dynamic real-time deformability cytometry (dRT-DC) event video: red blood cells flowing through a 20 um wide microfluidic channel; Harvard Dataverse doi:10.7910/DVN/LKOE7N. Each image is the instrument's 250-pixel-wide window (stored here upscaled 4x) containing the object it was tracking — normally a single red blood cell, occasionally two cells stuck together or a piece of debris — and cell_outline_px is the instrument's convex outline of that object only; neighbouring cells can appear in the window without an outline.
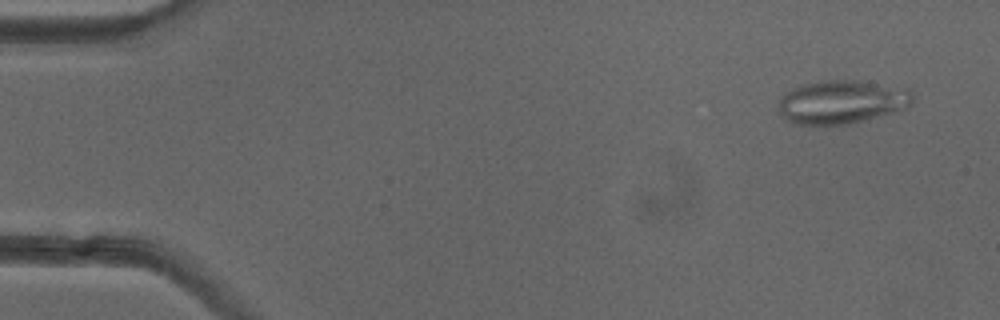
{"species": "common noctule bat (a hibernating species)", "species_latin": "Nyctalus noctula", "temperature_condition": "cold", "stored_images_in_passage": 51, "camera_frame_rate_fps": 3000, "um_per_image_px": 0.085, "animal": {"sex": "female"}, "frame": {"image": 1, "passage_image": 3, "time_ms": 0.667, "image_size_px": [1000, 320], "cell_outline_px": [[916, 96], [912, 104], [904, 108], [892, 112], [848, 124], [792, 124], [780, 112], [780, 96], [784, 92], [800, 84], [824, 80], [856, 80], [908, 88]], "centroid_in_image_um": [71.56, 8.64], "position_along_channel_um": 13.4, "area_um2": 33.99}}
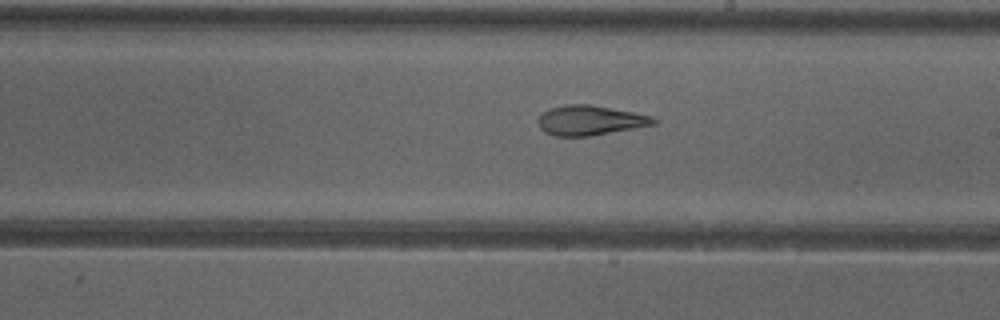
{"frame": {"image": 2, "passage_image": 29, "time_ms": 9.333, "image_size_px": [1000, 320], "cell_outline_px": [[656, 124], [588, 136], [556, 136], [544, 132], [540, 128], [536, 120], [540, 112], [548, 108], [564, 104], [588, 104], [632, 112], [652, 116], [656, 120]], "centroid_in_image_um": [50.06, 10.22], "position_along_channel_um": 238.9, "area_um2": 20.06}}
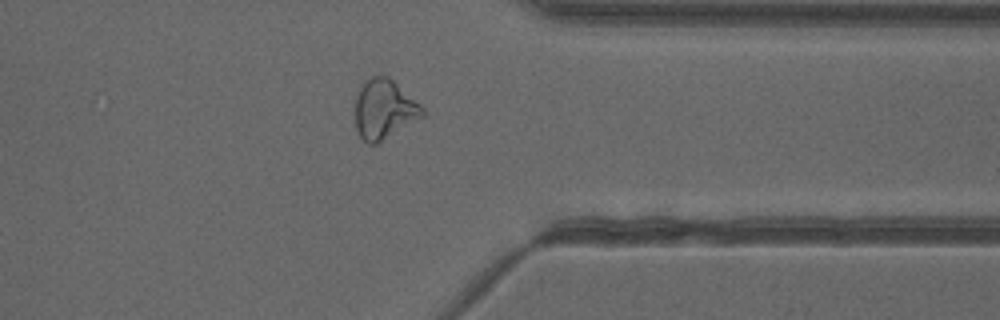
{"frame": {"image": 3, "passage_image": 40, "time_ms": 13.0, "image_size_px": [1000, 320], "cell_outline_px": [[424, 116], [380, 144], [368, 144], [360, 136], [356, 128], [356, 96], [360, 84], [364, 80], [372, 76], [388, 76], [420, 104], [424, 108]], "centroid_in_image_um": [32.65, 9.31], "position_along_channel_um": 378.7, "area_um2": 23.58}, "authors_computed_cell_mechanics": {"area_um2": 24.9696, "velocity_mm_per_s": 3.9949, "shape_relaxation_time_tau1_ms": null, "shape_relaxation_time_tau2_ms": 2.2453, "deformation_change_tau1": null, "deformation_change_tau2": 0.1183}}